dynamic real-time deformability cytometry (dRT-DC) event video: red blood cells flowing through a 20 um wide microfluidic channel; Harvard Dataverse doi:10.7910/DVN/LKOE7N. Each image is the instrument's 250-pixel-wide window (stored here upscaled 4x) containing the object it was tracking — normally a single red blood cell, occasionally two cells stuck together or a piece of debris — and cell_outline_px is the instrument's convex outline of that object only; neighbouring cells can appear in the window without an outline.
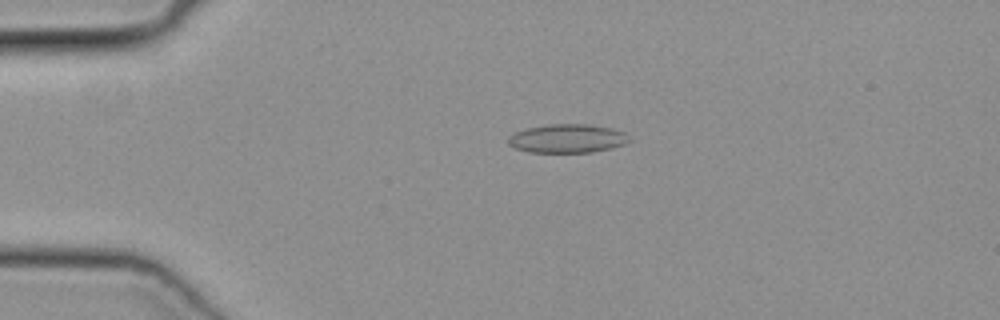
{"species": "common noctule bat (a hibernating species)", "species_latin": "Nyctalus noctula", "temperature_condition": "cold", "stored_images_in_passage": 41, "camera_frame_rate_fps": 3000, "um_per_image_px": 0.085, "animal": {"sex": "female", "body_mass_g": 19.3, "forearm_length_mm": 54.1}, "frame": {"image": 1, "passage_image": 3, "time_ms": 0.667, "image_size_px": [1000, 320], "cell_outline_px": [[632, 140], [624, 144], [612, 148], [592, 152], [528, 152], [516, 148], [508, 144], [508, 136], [516, 132], [528, 128], [548, 124], [588, 124], [612, 128], [624, 132]], "centroid_in_image_um": [48.25, 11.77], "position_along_channel_um": 36.8, "area_um2": 20.23}}
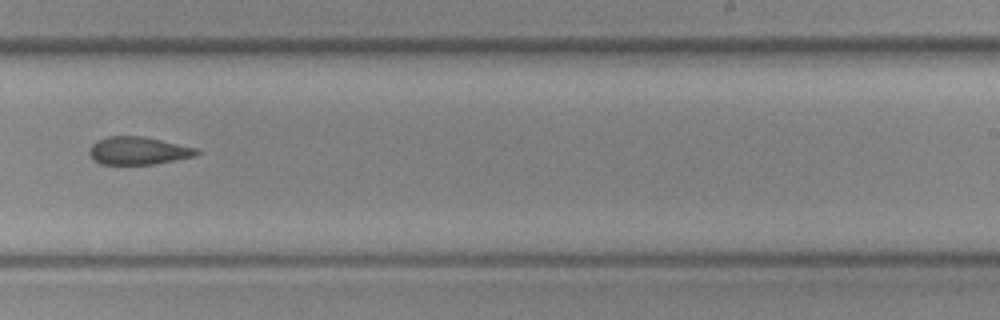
{"frame": {"image": 2, "passage_image": 23, "time_ms": 7.333, "image_size_px": [1000, 320], "cell_outline_px": [[200, 152], [196, 156], [152, 164], [100, 164], [88, 152], [92, 144], [108, 136], [140, 136], [200, 148]], "centroid_in_image_um": [11.8, 12.81], "position_along_channel_um": 277.2, "area_um2": 17.17}}
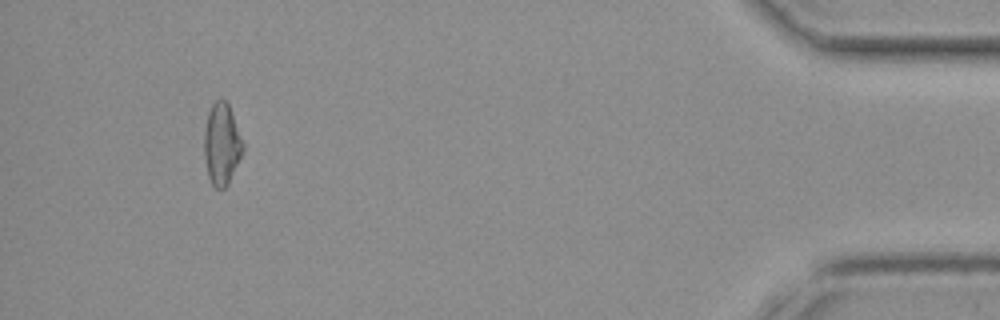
{"frame": {"image": 3, "passage_image": 38, "time_ms": 12.333, "image_size_px": [1000, 320], "cell_outline_px": [[244, 148], [228, 184], [224, 188], [216, 188], [212, 184], [208, 176], [204, 156], [204, 132], [208, 112], [212, 104], [216, 100], [224, 100], [228, 104], [244, 144]], "centroid_in_image_um": [18.83, 12.26], "position_along_channel_um": 416.4, "area_um2": 18.15}}